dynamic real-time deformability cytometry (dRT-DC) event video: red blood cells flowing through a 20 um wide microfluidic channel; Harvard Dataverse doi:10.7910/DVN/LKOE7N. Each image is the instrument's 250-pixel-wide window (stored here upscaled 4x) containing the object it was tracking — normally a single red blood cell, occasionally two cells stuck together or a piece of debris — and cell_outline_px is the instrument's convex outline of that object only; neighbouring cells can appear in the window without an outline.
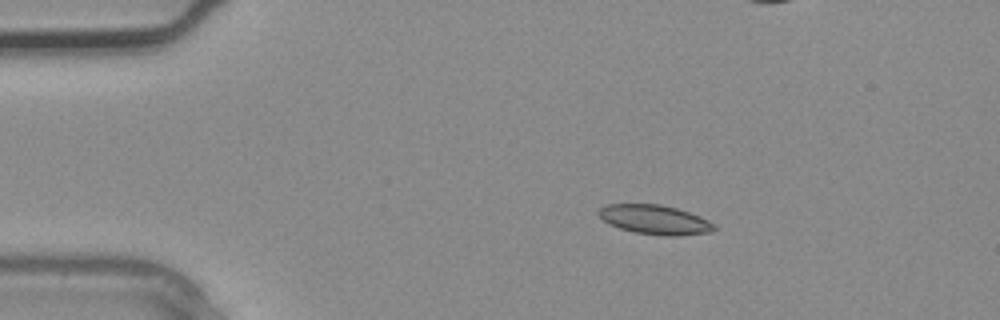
{"species": "common noctule bat (a hibernating species)", "species_latin": "Nyctalus noctula", "temperature_condition": "warm", "stored_images_in_passage": 3, "camera_frame_rate_fps": 3000, "um_per_image_px": 0.085, "animal": {"sex": "male", "body_mass_g": 20.4}, "frame": {"image": 1, "passage_image": 1, "time_ms": 0.0, "image_size_px": [1000, 320], "cell_outline_px": [[716, 228], [712, 232], [680, 236], [664, 236], [636, 232], [620, 228], [608, 224], [596, 212], [600, 208], [608, 204], [660, 204], [676, 208], [700, 216], [716, 224]], "centroid_in_image_um": [55.69, 18.68], "position_along_channel_um": 29.3, "area_um2": 19.83}}
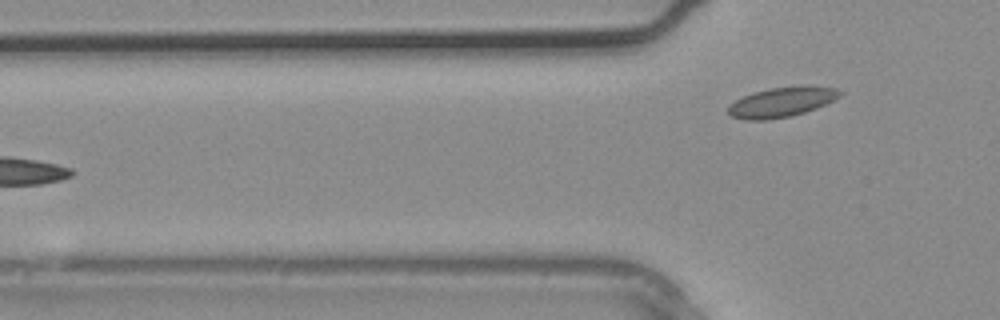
{"frame": {"image": 2, "passage_image": 3, "time_ms": 0.667, "image_size_px": [1000, 320], "cell_outline_px": [[844, 92], [840, 96], [816, 108], [792, 116], [764, 120], [744, 120], [732, 116], [728, 112], [728, 108], [736, 100], [752, 92], [768, 88], [804, 84], [836, 88]], "centroid_in_image_um": [66.47, 8.65], "position_along_channel_um": 59.3, "area_um2": 19.59}}